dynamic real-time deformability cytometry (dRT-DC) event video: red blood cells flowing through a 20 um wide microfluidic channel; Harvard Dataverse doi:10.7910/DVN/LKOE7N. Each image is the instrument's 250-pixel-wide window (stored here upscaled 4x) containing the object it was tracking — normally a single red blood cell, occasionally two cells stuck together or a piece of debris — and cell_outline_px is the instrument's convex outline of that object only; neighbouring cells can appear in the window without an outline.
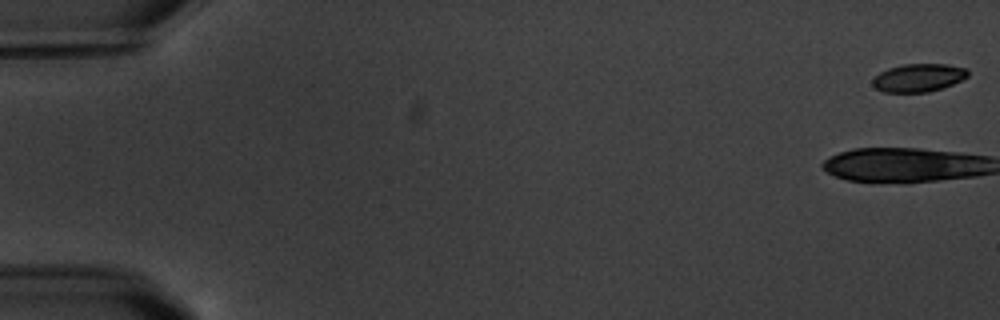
{"species": "common noctule bat (a hibernating species)", "species_latin": "Nyctalus noctula", "temperature_condition": "warm", "stored_images_in_passage": 8, "camera_frame_rate_fps": 3000, "um_per_image_px": 0.085, "animal": {"sex": "male", "body_mass_g": 20.1, "forearm_length_mm": 53.5}, "frame": {"image": 1, "passage_image": 1, "time_ms": 0.0, "image_size_px": [1000, 320], "cell_outline_px": [[968, 76], [952, 84], [928, 92], [884, 92], [876, 88], [872, 84], [872, 80], [880, 72], [888, 68], [904, 64], [944, 64], [964, 68], [968, 72]], "centroid_in_image_um": [78.03, 6.61], "position_along_channel_um": 7.0, "area_um2": 15.32}}